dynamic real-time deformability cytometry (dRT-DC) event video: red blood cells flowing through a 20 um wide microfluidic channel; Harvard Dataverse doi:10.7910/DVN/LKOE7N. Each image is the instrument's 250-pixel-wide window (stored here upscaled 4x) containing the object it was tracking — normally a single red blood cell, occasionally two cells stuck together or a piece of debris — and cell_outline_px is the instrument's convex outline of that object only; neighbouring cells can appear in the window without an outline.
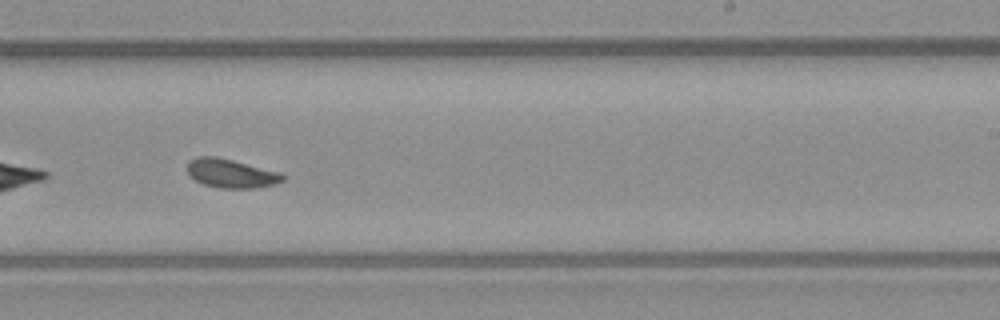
{"species": "common noctule bat (a hibernating species)", "species_latin": "Nyctalus noctula", "temperature_condition": "warm", "stored_images_in_passage": 27, "camera_frame_rate_fps": 3000, "um_per_image_px": 0.085, "animal": {"sex": "male", "body_mass_g": 23.1, "forearm_length_mm": 52.7}, "frame": {"image": 1, "passage_image": 16, "time_ms": 5.0, "image_size_px": [1000, 320], "cell_outline_px": [[288, 176], [284, 180], [276, 184], [256, 188], [220, 188], [204, 184], [196, 180], [188, 172], [188, 164], [192, 160], [200, 156], [216, 156], [280, 172]], "centroid_in_image_um": [19.71, 14.75], "position_along_channel_um": 269.3, "area_um2": 15.9}}